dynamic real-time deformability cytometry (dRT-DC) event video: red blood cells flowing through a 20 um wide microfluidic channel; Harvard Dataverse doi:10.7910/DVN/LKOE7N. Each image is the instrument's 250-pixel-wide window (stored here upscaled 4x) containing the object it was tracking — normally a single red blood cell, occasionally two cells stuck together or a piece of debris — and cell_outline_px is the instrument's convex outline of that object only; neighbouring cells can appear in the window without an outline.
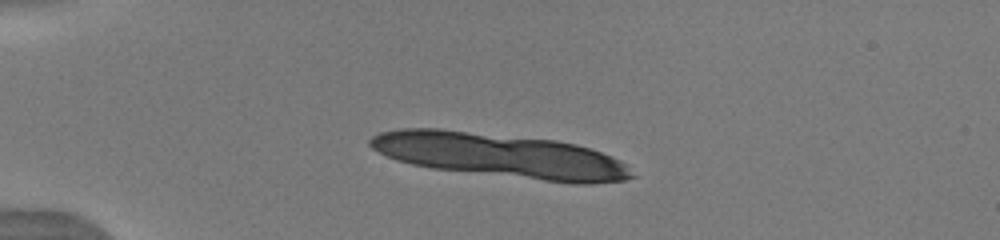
{"species": "human", "species_latin": "Homo sapiens", "temperature_condition": "warm", "stored_images_in_passage": 6, "camera_frame_rate_fps": 3000, "um_per_image_px": 0.085, "donor": {"sex": "male"}, "frame": {"image": 1, "passage_image": 1, "time_ms": 0.0, "image_size_px": [1000, 240], "cell_outline_px": [[624, 176], [608, 180], [560, 180], [540, 176], [532, 144], [564, 144], [596, 152], [604, 156]], "centroid_in_image_um": [48.7, 13.9], "position_along_channel_um": 36.3, "area_um2": 17.57}}